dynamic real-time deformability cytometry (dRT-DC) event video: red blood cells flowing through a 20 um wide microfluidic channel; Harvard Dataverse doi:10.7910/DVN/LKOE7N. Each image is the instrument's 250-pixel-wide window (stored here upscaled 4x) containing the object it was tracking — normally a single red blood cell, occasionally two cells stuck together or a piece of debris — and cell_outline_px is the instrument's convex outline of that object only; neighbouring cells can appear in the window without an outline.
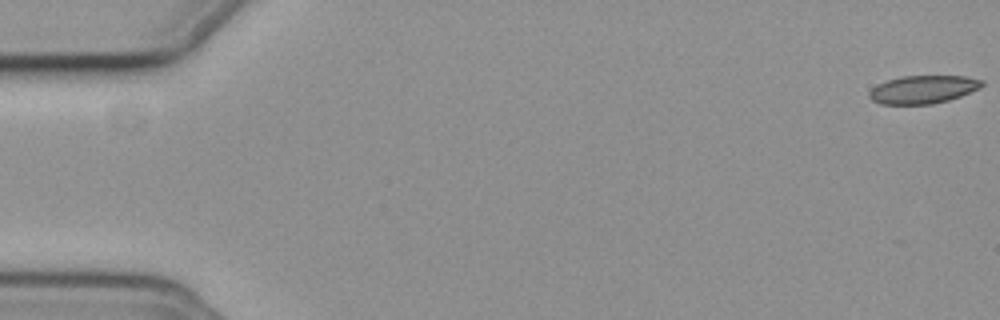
{"species": "common noctule bat (a hibernating species)", "species_latin": "Nyctalus noctula", "temperature_condition": "cold", "stored_images_in_passage": 56, "camera_frame_rate_fps": 3000, "um_per_image_px": 0.085, "animal": {"sex": "female", "body_mass_g": 19.3, "forearm_length_mm": 54.1}, "frame": {"image": 1, "passage_image": 1, "time_ms": 0.0, "image_size_px": [1000, 320], "cell_outline_px": [[984, 84], [980, 88], [960, 96], [948, 100], [932, 104], [880, 104], [872, 100], [868, 96], [868, 92], [876, 84], [888, 80], [904, 76], [964, 76], [984, 80]], "centroid_in_image_um": [78.45, 7.6], "position_along_channel_um": 6.6, "area_um2": 18.44}}
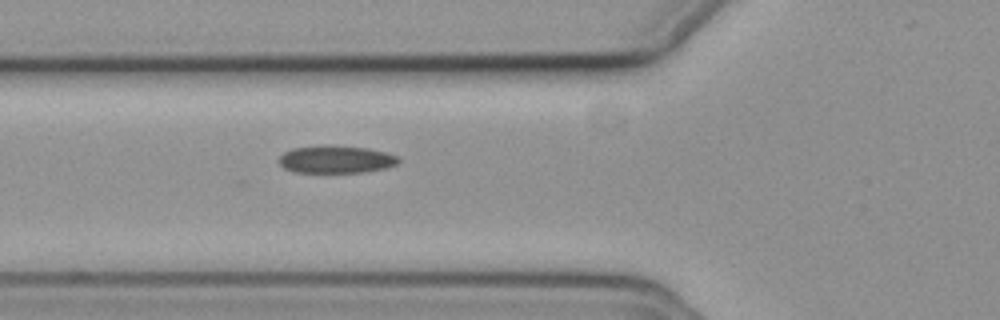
{"frame": {"image": 2, "passage_image": 21, "time_ms": 6.667, "image_size_px": [1000, 320], "cell_outline_px": [[400, 160], [396, 164], [384, 168], [364, 172], [292, 172], [284, 168], [276, 160], [284, 152], [292, 148], [324, 144], [368, 148], [388, 152], [400, 156]], "centroid_in_image_um": [28.54, 13.53], "position_along_channel_um": 97.3, "area_um2": 19.54}}
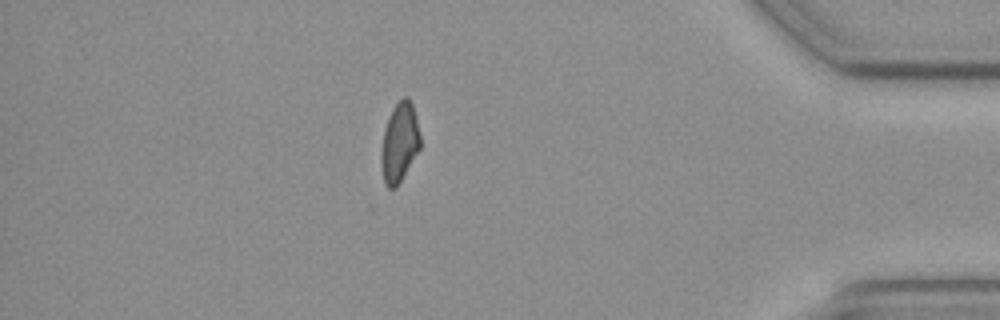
{"frame": {"image": 3, "passage_image": 49, "time_ms": 16.0, "image_size_px": [1000, 320], "cell_outline_px": [[420, 148], [396, 188], [388, 188], [384, 184], [380, 160], [380, 152], [384, 128], [388, 116], [392, 108], [404, 96], [408, 96], [412, 104], [420, 136]], "centroid_in_image_um": [33.92, 12.12], "position_along_channel_um": 401.3, "area_um2": 18.09}, "authors_computed_cell_mechanics": {"area_um2": 19.1896, "velocity_mm_per_s": 3.7204, "shape_relaxation_time_tau1_ms": null, "shape_relaxation_time_tau2_ms": 5.6986, "deformation_change_tau1": null, "deformation_change_tau2": 0.1293}}